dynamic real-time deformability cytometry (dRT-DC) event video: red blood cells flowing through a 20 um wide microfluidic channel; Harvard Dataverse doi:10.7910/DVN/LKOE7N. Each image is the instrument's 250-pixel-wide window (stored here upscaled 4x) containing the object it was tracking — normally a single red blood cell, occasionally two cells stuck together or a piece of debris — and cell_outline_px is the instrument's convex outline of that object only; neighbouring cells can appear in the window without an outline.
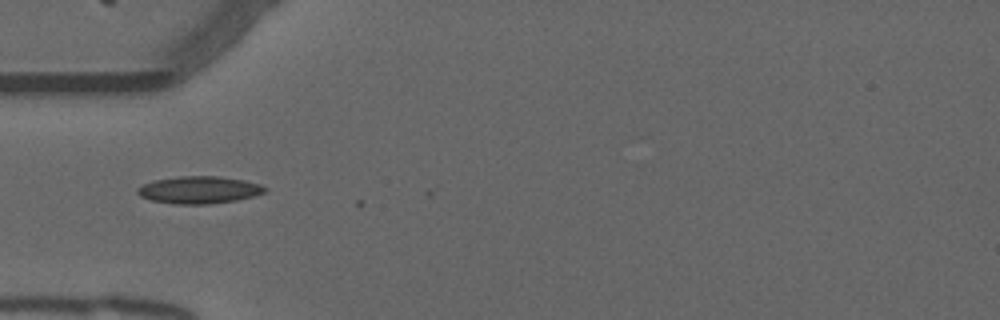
{"species": "common noctule bat (a hibernating species)", "species_latin": "Nyctalus noctula", "temperature_condition": "warm", "stored_images_in_passage": 6, "camera_frame_rate_fps": 3000, "um_per_image_px": 0.085, "animal": {"sex": "male", "forearm_length_mm": 52.5}, "frame": {"image": 1, "passage_image": 1, "time_ms": 0.0, "image_size_px": [1000, 320], "cell_outline_px": [[268, 188], [264, 192], [252, 196], [236, 200], [208, 204], [176, 204], [152, 200], [140, 196], [136, 192], [136, 188], [152, 180], [180, 176], [220, 176], [244, 180], [260, 184]], "centroid_in_image_um": [16.9, 16.13], "position_along_channel_um": 68.1, "area_um2": 20.23}}
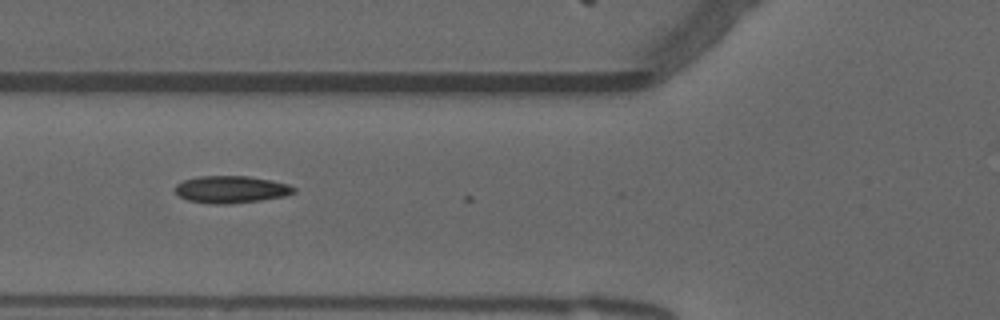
{"frame": {"image": 2, "passage_image": 4, "time_ms": 1.0, "image_size_px": [1000, 320], "cell_outline_px": [[296, 192], [284, 196], [260, 200], [228, 204], [212, 204], [188, 200], [180, 196], [176, 192], [176, 184], [184, 180], [200, 176], [248, 176], [288, 184], [296, 188]], "centroid_in_image_um": [19.65, 16.1], "position_along_channel_um": 106.2, "area_um2": 18.61}}